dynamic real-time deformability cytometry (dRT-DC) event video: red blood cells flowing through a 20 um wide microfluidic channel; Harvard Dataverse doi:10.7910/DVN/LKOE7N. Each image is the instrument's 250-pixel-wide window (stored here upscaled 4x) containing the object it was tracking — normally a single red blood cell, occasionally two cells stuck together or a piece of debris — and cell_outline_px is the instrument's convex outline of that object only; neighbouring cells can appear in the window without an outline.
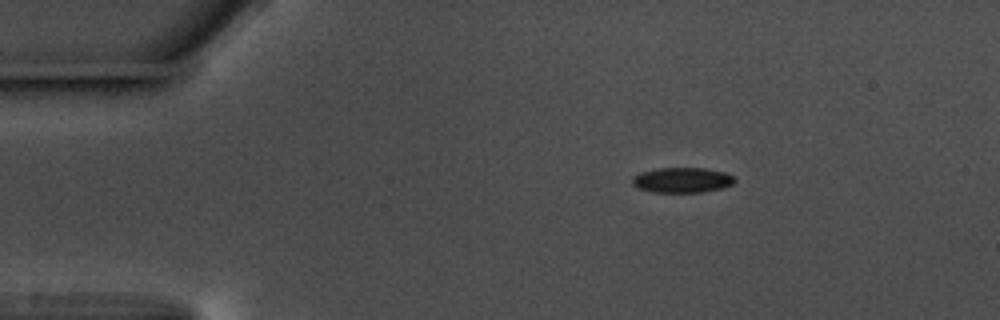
{"species": "common noctule bat (a hibernating species)", "species_latin": "Nyctalus noctula", "temperature_condition": "warm", "stored_images_in_passage": 49, "camera_frame_rate_fps": 3000, "um_per_image_px": 0.085, "animal": {"sex": "male", "body_mass_g": 17.5, "forearm_length_mm": 52.3}, "frame": {"image": 1, "passage_image": 1, "time_ms": 0.0, "image_size_px": [1000, 320], "cell_outline_px": [[736, 180], [732, 184], [720, 188], [700, 192], [652, 192], [640, 188], [632, 184], [632, 176], [640, 172], [656, 168], [708, 168], [724, 172], [736, 176]], "centroid_in_image_um": [57.98, 15.29], "position_along_channel_um": 27.0, "area_um2": 15.09}}
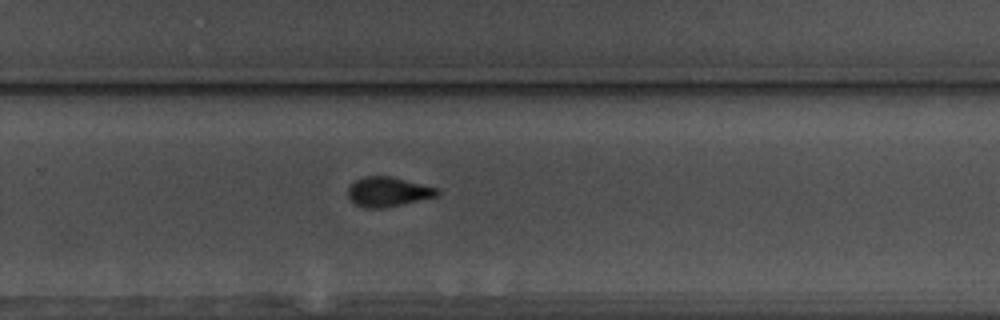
{"frame": {"image": 2, "passage_image": 29, "time_ms": 9.333, "image_size_px": [1000, 320], "cell_outline_px": [[440, 192], [436, 196], [400, 204], [380, 208], [364, 208], [352, 204], [348, 196], [348, 188], [356, 180], [364, 176], [392, 176], [440, 188]], "centroid_in_image_um": [32.96, 16.29], "position_along_channel_um": 296.8, "area_um2": 15.43}}
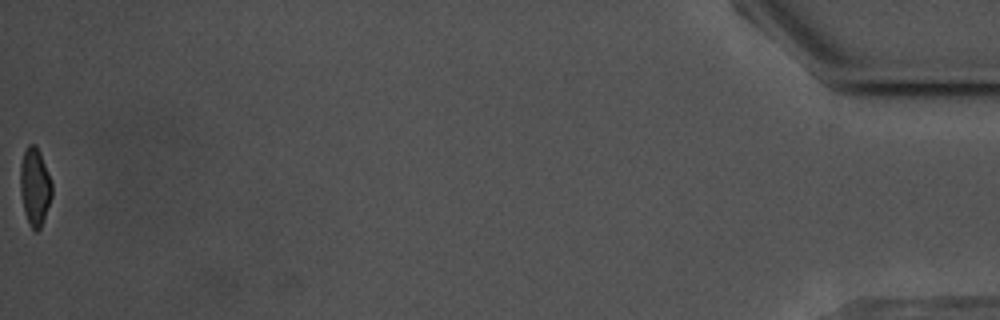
{"frame": {"image": 3, "passage_image": 49, "time_ms": 16.0, "image_size_px": [1000, 320], "cell_outline_px": [[52, 196], [40, 228], [36, 232], [28, 224], [24, 212], [20, 192], [20, 164], [24, 148], [28, 144], [36, 144], [40, 152], [52, 184]], "centroid_in_image_um": [2.94, 15.84], "position_along_channel_um": 432.3, "area_um2": 14.45}, "authors_computed_cell_mechanics": {"area_um2": 15.606, "velocity_mm_per_s": 3.5611, "shape_relaxation_time_tau1_ms": 3.2437, "shape_relaxation_time_tau2_ms": 1.4605, "deformation_change_tau1": 0.1146, "deformation_change_tau2": 0.0642}}